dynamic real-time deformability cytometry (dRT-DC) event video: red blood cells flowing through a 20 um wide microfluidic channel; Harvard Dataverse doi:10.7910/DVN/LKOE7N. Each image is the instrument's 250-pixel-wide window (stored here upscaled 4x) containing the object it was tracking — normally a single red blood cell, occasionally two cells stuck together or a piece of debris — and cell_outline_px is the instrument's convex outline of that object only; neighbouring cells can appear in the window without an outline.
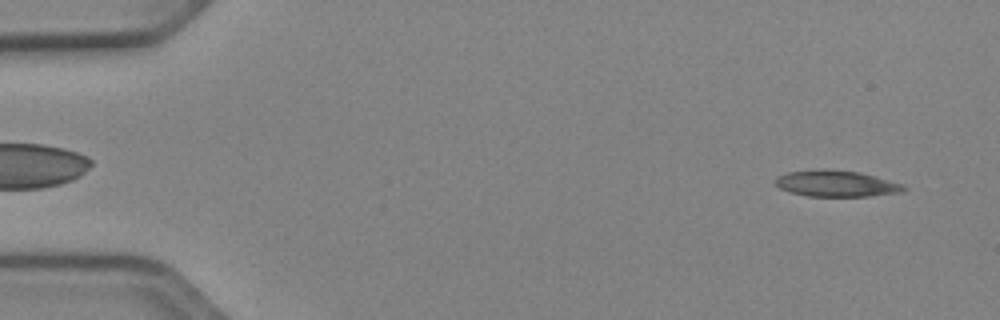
{"species": "Egyptian fruit bat (a non-hibernating species)", "species_latin": "Rousettus aegyptiacus", "temperature_condition": "cold", "stored_images_in_passage": 49, "camera_frame_rate_fps": 3000, "um_per_image_px": 0.085, "animal": {"sex": "female"}, "frame": {"image": 1, "passage_image": 1, "time_ms": 0.0, "image_size_px": [1000, 320], "cell_outline_px": [[908, 188], [904, 192], [868, 196], [808, 196], [792, 192], [780, 188], [776, 184], [776, 176], [788, 172], [824, 168], [860, 172], [904, 184]], "centroid_in_image_um": [71.13, 15.59], "position_along_channel_um": 13.9, "area_um2": 19.71}}
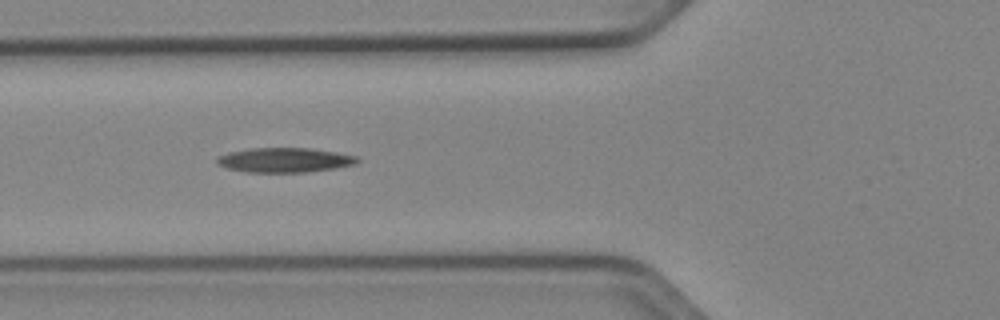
{"frame": {"image": 2, "passage_image": 17, "time_ms": 5.333, "image_size_px": [1000, 320], "cell_outline_px": [[360, 160], [356, 164], [336, 168], [304, 172], [244, 172], [228, 168], [216, 164], [216, 160], [220, 156], [232, 152], [252, 148], [308, 148], [336, 152], [356, 156]], "centroid_in_image_um": [24.22, 13.61], "position_along_channel_um": 101.6, "area_um2": 19.94}}
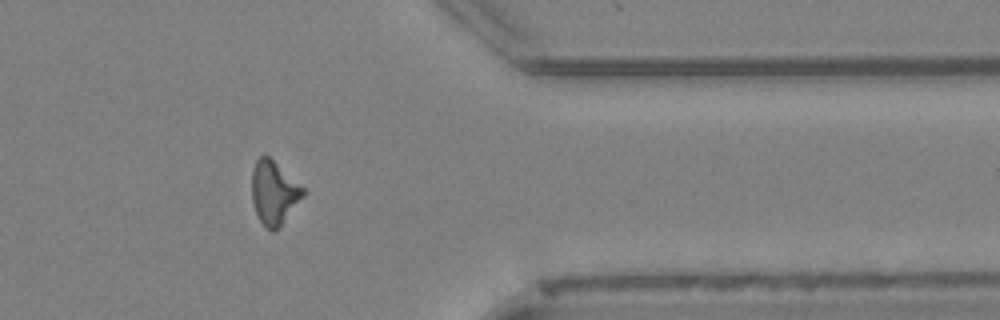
{"frame": {"image": 3, "passage_image": 40, "time_ms": 13.0, "image_size_px": [1000, 320], "cell_outline_px": [[308, 192], [280, 228], [272, 232], [260, 220], [256, 212], [252, 200], [252, 168], [256, 160], [260, 156], [268, 156], [304, 188]], "centroid_in_image_um": [23.31, 16.4], "position_along_channel_um": 388.1, "area_um2": 19.02}}